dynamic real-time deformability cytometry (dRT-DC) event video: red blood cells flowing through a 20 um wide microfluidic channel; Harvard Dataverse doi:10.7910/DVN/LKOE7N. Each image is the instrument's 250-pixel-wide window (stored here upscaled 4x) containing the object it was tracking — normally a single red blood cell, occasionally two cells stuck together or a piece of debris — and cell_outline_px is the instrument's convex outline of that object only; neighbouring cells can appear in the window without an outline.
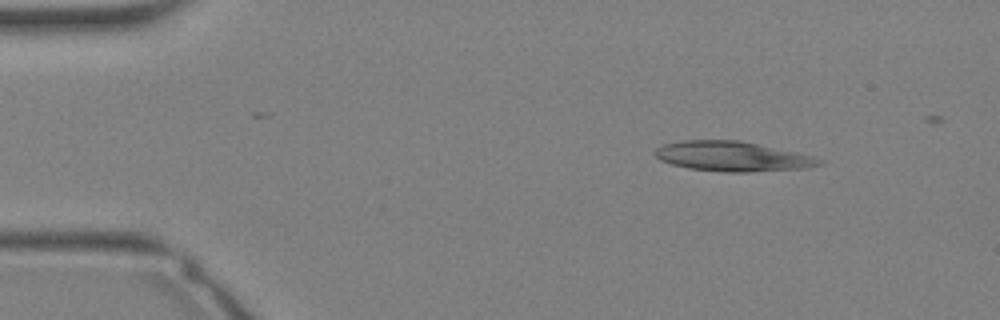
{"species": "Egyptian fruit bat (a non-hibernating species)", "species_latin": "Rousettus aegyptiacus", "temperature_condition": "warm", "stored_images_in_passage": 32, "camera_frame_rate_fps": 3000, "um_per_image_px": 0.085, "animal": {"sex": "female"}, "frame": {"image": 1, "passage_image": 3, "time_ms": 0.667, "image_size_px": [1000, 320], "cell_outline_px": [[824, 164], [808, 168], [748, 172], [720, 172], [688, 168], [672, 164], [660, 160], [652, 152], [656, 148], [664, 144], [680, 140], [740, 140], [812, 156], [824, 160]], "centroid_in_image_um": [62.24, 13.3], "position_along_channel_um": 22.8, "area_um2": 28.67}}
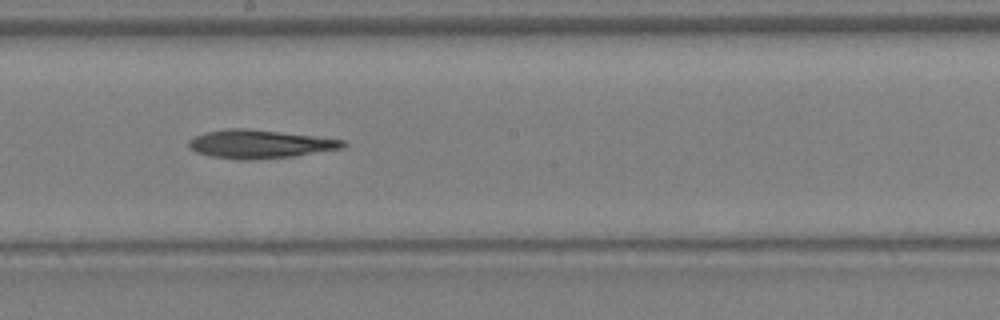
{"frame": {"image": 2, "passage_image": 17, "time_ms": 5.333, "image_size_px": [1000, 320], "cell_outline_px": [[348, 144], [344, 148], [296, 156], [252, 160], [240, 160], [212, 156], [196, 152], [188, 148], [188, 140], [204, 132], [224, 128], [244, 128], [280, 132], [348, 140]], "centroid_in_image_um": [22.1, 12.25], "position_along_channel_um": 226.1, "area_um2": 25.84}}
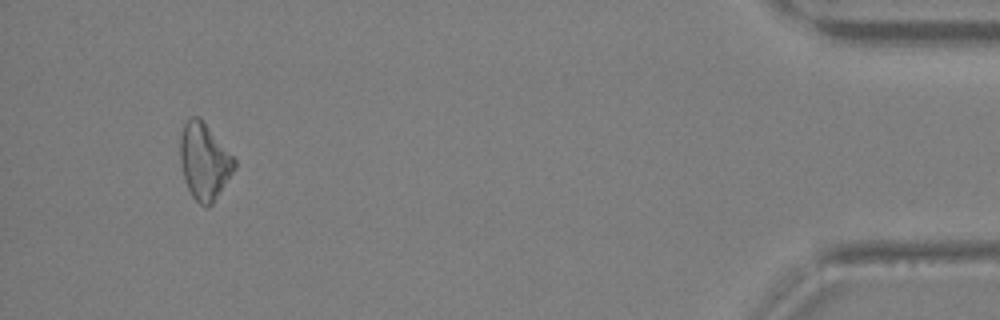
{"frame": {"image": 3, "passage_image": 30, "time_ms": 9.667, "image_size_px": [1000, 320], "cell_outline_px": [[236, 168], [212, 204], [208, 208], [204, 208], [192, 196], [184, 180], [180, 160], [180, 136], [184, 124], [192, 116], [200, 116], [236, 160]], "centroid_in_image_um": [17.36, 13.72], "position_along_channel_um": 417.8, "area_um2": 24.22}}